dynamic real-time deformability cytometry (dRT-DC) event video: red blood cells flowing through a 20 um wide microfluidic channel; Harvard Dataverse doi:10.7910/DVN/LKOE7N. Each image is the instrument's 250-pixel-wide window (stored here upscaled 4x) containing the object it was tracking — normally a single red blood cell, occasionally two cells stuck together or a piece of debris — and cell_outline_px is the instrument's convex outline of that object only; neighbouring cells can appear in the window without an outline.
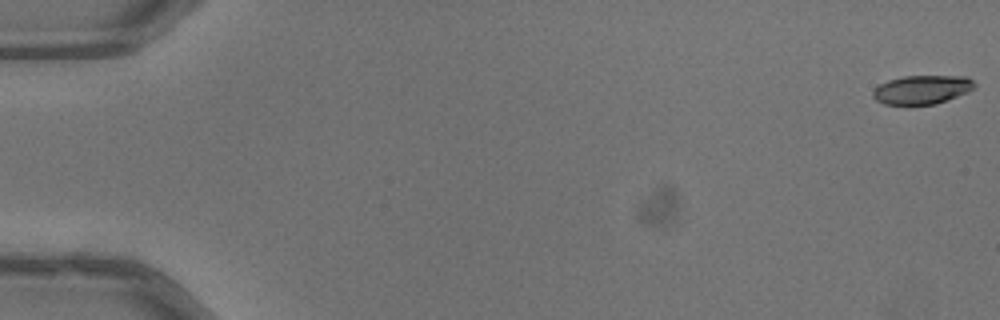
{"species": "common noctule bat (a hibernating species)", "species_latin": "Nyctalus noctula", "temperature_condition": "warm", "stored_images_in_passage": 7, "camera_frame_rate_fps": 3000, "um_per_image_px": 0.085, "animal": {"sex": "male", "body_mass_g": 13.3}, "frame": {"image": 1, "passage_image": 1, "time_ms": 0.0, "image_size_px": [1000, 320], "cell_outline_px": [[976, 88], [968, 92], [936, 104], [884, 104], [876, 100], [872, 96], [872, 92], [880, 84], [888, 80], [904, 76], [968, 76], [976, 84]], "centroid_in_image_um": [78.4, 7.61], "position_along_channel_um": 6.6, "area_um2": 17.05}}